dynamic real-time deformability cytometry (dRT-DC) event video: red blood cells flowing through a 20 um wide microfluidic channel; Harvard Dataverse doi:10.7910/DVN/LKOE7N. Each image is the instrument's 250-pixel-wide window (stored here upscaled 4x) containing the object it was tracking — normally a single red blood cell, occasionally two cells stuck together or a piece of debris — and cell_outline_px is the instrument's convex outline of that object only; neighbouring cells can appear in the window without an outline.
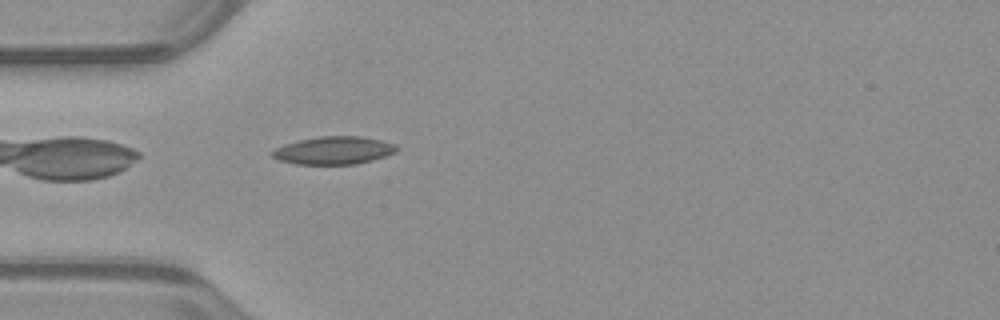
{"species": "common noctule bat (a hibernating species)", "species_latin": "Nyctalus noctula", "temperature_condition": "warm", "stored_images_in_passage": 37, "camera_frame_rate_fps": 3000, "um_per_image_px": 0.085, "animal": {"sex": "male", "body_mass_g": 23.1, "forearm_length_mm": 52.7}, "frame": {"image": 1, "passage_image": 1, "time_ms": 0.0, "image_size_px": [1000, 320], "cell_outline_px": [[400, 148], [396, 152], [372, 160], [356, 164], [296, 164], [280, 160], [272, 156], [268, 152], [284, 144], [300, 140], [320, 136], [360, 136], [384, 140], [396, 144]], "centroid_in_image_um": [28.4, 12.78], "position_along_channel_um": 56.6, "area_um2": 20.29}}
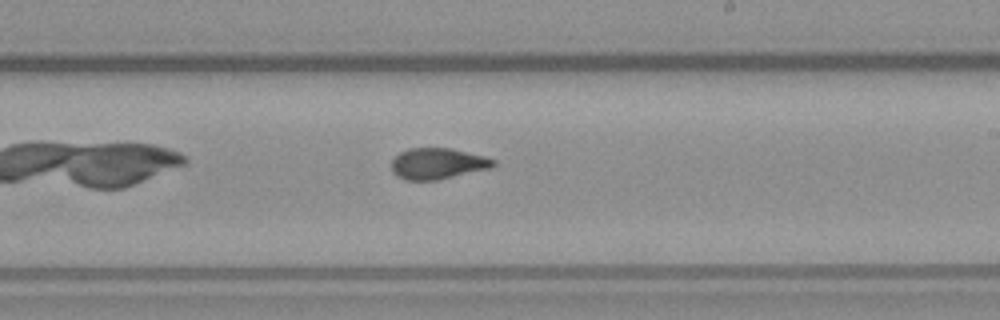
{"frame": {"image": 2, "passage_image": 16, "time_ms": 5.0, "image_size_px": [1000, 320], "cell_outline_px": [[496, 164], [492, 168], [440, 180], [404, 180], [396, 176], [392, 172], [392, 160], [400, 152], [408, 148], [452, 148], [484, 156], [496, 160]], "centroid_in_image_um": [37.22, 13.91], "position_along_channel_um": 251.8, "area_um2": 18.73}}
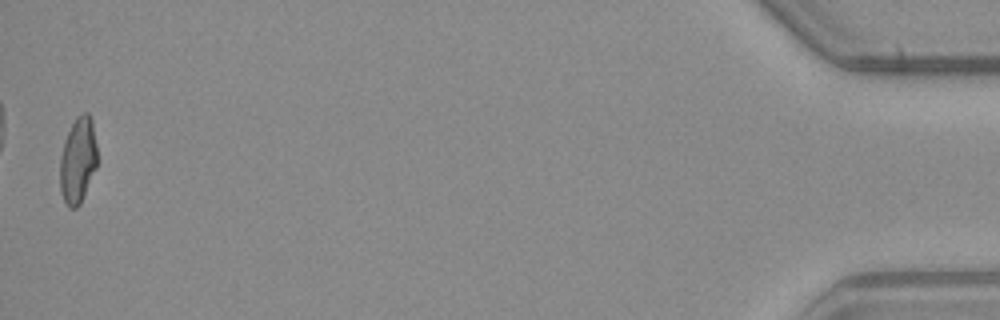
{"frame": {"image": 3, "passage_image": 37, "time_ms": 12.0, "image_size_px": [1000, 320], "cell_outline_px": [[96, 168], [80, 204], [76, 208], [68, 208], [60, 192], [60, 156], [64, 140], [76, 116], [84, 112], [88, 112], [92, 120], [96, 144]], "centroid_in_image_um": [6.61, 13.63], "position_along_channel_um": 428.6, "area_um2": 18.67}, "authors_computed_cell_mechanics": {"area_um2": 19.0162, "velocity_mm_per_s": 3.97, "shape_relaxation_time_tau1_ms": null, "shape_relaxation_time_tau2_ms": 1.6975, "deformation_change_tau1": null, "deformation_change_tau2": 0.0732}}